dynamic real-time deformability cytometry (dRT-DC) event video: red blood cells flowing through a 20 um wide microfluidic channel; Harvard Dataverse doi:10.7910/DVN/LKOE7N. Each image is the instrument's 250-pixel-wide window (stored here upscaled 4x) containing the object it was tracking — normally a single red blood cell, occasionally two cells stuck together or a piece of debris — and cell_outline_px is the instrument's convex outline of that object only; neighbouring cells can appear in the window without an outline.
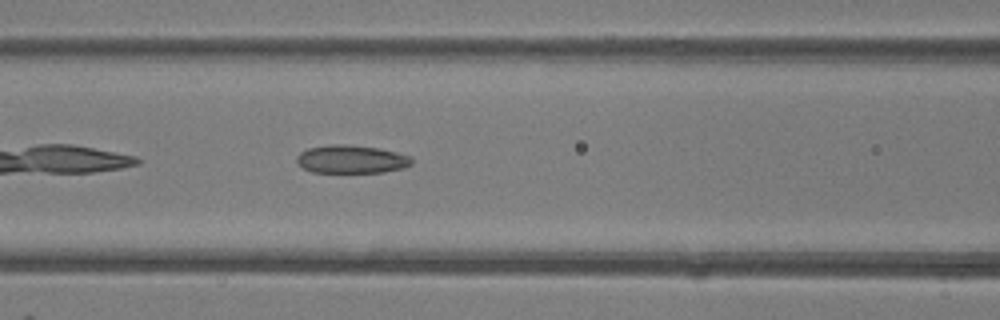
{"species": "common noctule bat (a hibernating species)", "species_latin": "Nyctalus noctula", "temperature_condition": "room temperature", "stored_images_in_passage": 35, "camera_frame_rate_fps": 3000, "um_per_image_px": 0.085, "animal": {"sex": "female"}, "frame": {"image": 1, "passage_image": 7, "time_ms": 2.0, "image_size_px": [1000, 320], "cell_outline_px": [[412, 164], [404, 168], [384, 172], [312, 172], [296, 164], [296, 156], [300, 152], [308, 148], [332, 144], [344, 144], [380, 148], [412, 156]], "centroid_in_image_um": [29.87, 13.53], "position_along_channel_um": 136.7, "area_um2": 19.02}}
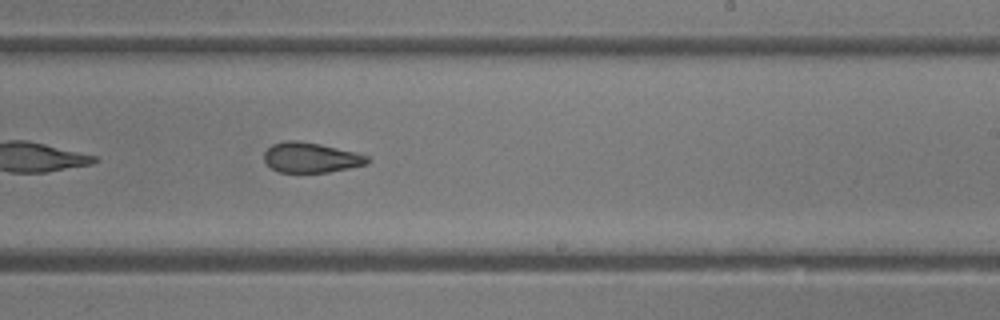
{"frame": {"image": 2, "passage_image": 16, "time_ms": 5.0, "image_size_px": [1000, 320], "cell_outline_px": [[372, 160], [368, 164], [328, 172], [280, 172], [272, 168], [264, 160], [264, 152], [272, 144], [284, 140], [300, 140], [320, 144], [356, 152], [368, 156]], "centroid_in_image_um": [26.44, 13.38], "position_along_channel_um": 262.6, "area_um2": 18.21}}
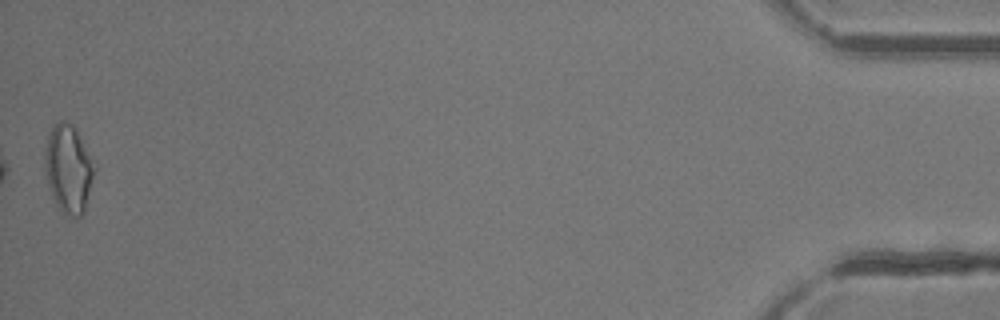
{"frame": {"image": 3, "passage_image": 35, "time_ms": 11.333, "image_size_px": [1000, 320], "cell_outline_px": [[96, 168], [84, 212], [80, 216], [72, 216], [64, 212], [56, 204], [52, 196], [44, 172], [44, 148], [48, 132], [52, 124], [60, 120], [72, 124], [76, 128]], "centroid_in_image_um": [5.79, 14.3], "position_along_channel_um": 429.4, "area_um2": 25.55}, "authors_computed_cell_mechanics": {"area_um2": 19.2474, "velocity_mm_per_s": 4.2003, "shape_relaxation_time_tau1_ms": null, "shape_relaxation_time_tau2_ms": 2.247, "deformation_change_tau1": null, "deformation_change_tau2": 0.1059}}